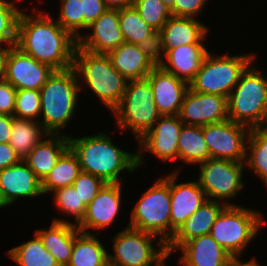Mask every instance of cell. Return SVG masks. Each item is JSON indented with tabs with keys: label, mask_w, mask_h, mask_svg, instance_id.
<instances>
[{
	"label": "cell",
	"mask_w": 267,
	"mask_h": 266,
	"mask_svg": "<svg viewBox=\"0 0 267 266\" xmlns=\"http://www.w3.org/2000/svg\"><path fill=\"white\" fill-rule=\"evenodd\" d=\"M15 46L59 71L73 67L77 40L47 13L34 17L22 12Z\"/></svg>",
	"instance_id": "obj_1"
},
{
	"label": "cell",
	"mask_w": 267,
	"mask_h": 266,
	"mask_svg": "<svg viewBox=\"0 0 267 266\" xmlns=\"http://www.w3.org/2000/svg\"><path fill=\"white\" fill-rule=\"evenodd\" d=\"M68 140L81 171L91 173L105 183H121L119 175L122 171L132 173L138 168L136 152L132 154L119 149L105 133L75 139L68 136Z\"/></svg>",
	"instance_id": "obj_2"
},
{
	"label": "cell",
	"mask_w": 267,
	"mask_h": 266,
	"mask_svg": "<svg viewBox=\"0 0 267 266\" xmlns=\"http://www.w3.org/2000/svg\"><path fill=\"white\" fill-rule=\"evenodd\" d=\"M74 67L54 71L40 89L41 114L39 121L49 134H60L72 119L78 94L79 78Z\"/></svg>",
	"instance_id": "obj_3"
},
{
	"label": "cell",
	"mask_w": 267,
	"mask_h": 266,
	"mask_svg": "<svg viewBox=\"0 0 267 266\" xmlns=\"http://www.w3.org/2000/svg\"><path fill=\"white\" fill-rule=\"evenodd\" d=\"M228 117L249 129L262 127L267 115V77L250 64L227 98Z\"/></svg>",
	"instance_id": "obj_4"
},
{
	"label": "cell",
	"mask_w": 267,
	"mask_h": 266,
	"mask_svg": "<svg viewBox=\"0 0 267 266\" xmlns=\"http://www.w3.org/2000/svg\"><path fill=\"white\" fill-rule=\"evenodd\" d=\"M73 67L105 106L113 111L121 103L128 80L112 66L107 55L76 46Z\"/></svg>",
	"instance_id": "obj_5"
},
{
	"label": "cell",
	"mask_w": 267,
	"mask_h": 266,
	"mask_svg": "<svg viewBox=\"0 0 267 266\" xmlns=\"http://www.w3.org/2000/svg\"><path fill=\"white\" fill-rule=\"evenodd\" d=\"M170 174L157 179L131 212L128 227L148 232L167 244L171 240ZM169 230V231H168ZM168 231V232H167Z\"/></svg>",
	"instance_id": "obj_6"
},
{
	"label": "cell",
	"mask_w": 267,
	"mask_h": 266,
	"mask_svg": "<svg viewBox=\"0 0 267 266\" xmlns=\"http://www.w3.org/2000/svg\"><path fill=\"white\" fill-rule=\"evenodd\" d=\"M112 112L120 128L131 129L137 140L162 116L153 99V89L147 78L129 80L121 103Z\"/></svg>",
	"instance_id": "obj_7"
},
{
	"label": "cell",
	"mask_w": 267,
	"mask_h": 266,
	"mask_svg": "<svg viewBox=\"0 0 267 266\" xmlns=\"http://www.w3.org/2000/svg\"><path fill=\"white\" fill-rule=\"evenodd\" d=\"M264 223L258 211L227 205L213 224L210 235L235 260L252 241Z\"/></svg>",
	"instance_id": "obj_8"
},
{
	"label": "cell",
	"mask_w": 267,
	"mask_h": 266,
	"mask_svg": "<svg viewBox=\"0 0 267 266\" xmlns=\"http://www.w3.org/2000/svg\"><path fill=\"white\" fill-rule=\"evenodd\" d=\"M255 55L215 57L208 52L200 70L189 83V87L198 93L215 94L228 98L241 74L256 58Z\"/></svg>",
	"instance_id": "obj_9"
},
{
	"label": "cell",
	"mask_w": 267,
	"mask_h": 266,
	"mask_svg": "<svg viewBox=\"0 0 267 266\" xmlns=\"http://www.w3.org/2000/svg\"><path fill=\"white\" fill-rule=\"evenodd\" d=\"M157 236L131 227H126L113 238L115 255L108 254L109 266H162L169 258L166 244L157 242L159 250L153 247ZM154 263V264H153Z\"/></svg>",
	"instance_id": "obj_10"
},
{
	"label": "cell",
	"mask_w": 267,
	"mask_h": 266,
	"mask_svg": "<svg viewBox=\"0 0 267 266\" xmlns=\"http://www.w3.org/2000/svg\"><path fill=\"white\" fill-rule=\"evenodd\" d=\"M244 165V162L213 158L200 163L197 182L204 190L207 200L222 201L224 199L223 203L234 205L227 199L235 197L238 191L244 188V183L241 181Z\"/></svg>",
	"instance_id": "obj_11"
},
{
	"label": "cell",
	"mask_w": 267,
	"mask_h": 266,
	"mask_svg": "<svg viewBox=\"0 0 267 266\" xmlns=\"http://www.w3.org/2000/svg\"><path fill=\"white\" fill-rule=\"evenodd\" d=\"M250 130L230 119L204 125L203 136L209 148L210 158L244 162Z\"/></svg>",
	"instance_id": "obj_12"
},
{
	"label": "cell",
	"mask_w": 267,
	"mask_h": 266,
	"mask_svg": "<svg viewBox=\"0 0 267 266\" xmlns=\"http://www.w3.org/2000/svg\"><path fill=\"white\" fill-rule=\"evenodd\" d=\"M156 125L146 132L138 141L142 148L138 149L137 167L143 163L142 150L153 153L162 161L175 160L178 158V138L181 133L183 122L178 115H162Z\"/></svg>",
	"instance_id": "obj_13"
},
{
	"label": "cell",
	"mask_w": 267,
	"mask_h": 266,
	"mask_svg": "<svg viewBox=\"0 0 267 266\" xmlns=\"http://www.w3.org/2000/svg\"><path fill=\"white\" fill-rule=\"evenodd\" d=\"M183 124L204 126L229 119L227 97L187 90L178 114Z\"/></svg>",
	"instance_id": "obj_14"
},
{
	"label": "cell",
	"mask_w": 267,
	"mask_h": 266,
	"mask_svg": "<svg viewBox=\"0 0 267 266\" xmlns=\"http://www.w3.org/2000/svg\"><path fill=\"white\" fill-rule=\"evenodd\" d=\"M54 71L50 66L40 63L14 46L7 59L4 79L17 90L40 91Z\"/></svg>",
	"instance_id": "obj_15"
},
{
	"label": "cell",
	"mask_w": 267,
	"mask_h": 266,
	"mask_svg": "<svg viewBox=\"0 0 267 266\" xmlns=\"http://www.w3.org/2000/svg\"><path fill=\"white\" fill-rule=\"evenodd\" d=\"M87 29L93 32L82 35L77 46L94 54H105L123 44L124 38L119 24V9H107Z\"/></svg>",
	"instance_id": "obj_16"
},
{
	"label": "cell",
	"mask_w": 267,
	"mask_h": 266,
	"mask_svg": "<svg viewBox=\"0 0 267 266\" xmlns=\"http://www.w3.org/2000/svg\"><path fill=\"white\" fill-rule=\"evenodd\" d=\"M153 89V99L161 115H178L189 84L155 66L146 77Z\"/></svg>",
	"instance_id": "obj_17"
},
{
	"label": "cell",
	"mask_w": 267,
	"mask_h": 266,
	"mask_svg": "<svg viewBox=\"0 0 267 266\" xmlns=\"http://www.w3.org/2000/svg\"><path fill=\"white\" fill-rule=\"evenodd\" d=\"M121 203V183H105L96 197L86 207V213L77 228L90 234L87 229L107 228L118 215Z\"/></svg>",
	"instance_id": "obj_18"
},
{
	"label": "cell",
	"mask_w": 267,
	"mask_h": 266,
	"mask_svg": "<svg viewBox=\"0 0 267 266\" xmlns=\"http://www.w3.org/2000/svg\"><path fill=\"white\" fill-rule=\"evenodd\" d=\"M177 174H170L171 238L189 216L207 200L197 181L176 184Z\"/></svg>",
	"instance_id": "obj_19"
},
{
	"label": "cell",
	"mask_w": 267,
	"mask_h": 266,
	"mask_svg": "<svg viewBox=\"0 0 267 266\" xmlns=\"http://www.w3.org/2000/svg\"><path fill=\"white\" fill-rule=\"evenodd\" d=\"M0 193L7 206L20 197L43 195L41 181L23 160L0 170Z\"/></svg>",
	"instance_id": "obj_20"
},
{
	"label": "cell",
	"mask_w": 267,
	"mask_h": 266,
	"mask_svg": "<svg viewBox=\"0 0 267 266\" xmlns=\"http://www.w3.org/2000/svg\"><path fill=\"white\" fill-rule=\"evenodd\" d=\"M227 204L219 201L206 200L174 233L171 240L166 244L168 256L171 252L179 249L185 242L210 234L213 224Z\"/></svg>",
	"instance_id": "obj_21"
},
{
	"label": "cell",
	"mask_w": 267,
	"mask_h": 266,
	"mask_svg": "<svg viewBox=\"0 0 267 266\" xmlns=\"http://www.w3.org/2000/svg\"><path fill=\"white\" fill-rule=\"evenodd\" d=\"M183 266H230L235 259L210 234L193 238L181 247Z\"/></svg>",
	"instance_id": "obj_22"
},
{
	"label": "cell",
	"mask_w": 267,
	"mask_h": 266,
	"mask_svg": "<svg viewBox=\"0 0 267 266\" xmlns=\"http://www.w3.org/2000/svg\"><path fill=\"white\" fill-rule=\"evenodd\" d=\"M81 233L74 223L63 219H54L49 229H40L36 234L43 246L54 257L59 266L70 262L74 240Z\"/></svg>",
	"instance_id": "obj_23"
},
{
	"label": "cell",
	"mask_w": 267,
	"mask_h": 266,
	"mask_svg": "<svg viewBox=\"0 0 267 266\" xmlns=\"http://www.w3.org/2000/svg\"><path fill=\"white\" fill-rule=\"evenodd\" d=\"M208 52L203 44L181 45L168 50L164 56L166 61L160 66L189 84L200 70Z\"/></svg>",
	"instance_id": "obj_24"
},
{
	"label": "cell",
	"mask_w": 267,
	"mask_h": 266,
	"mask_svg": "<svg viewBox=\"0 0 267 266\" xmlns=\"http://www.w3.org/2000/svg\"><path fill=\"white\" fill-rule=\"evenodd\" d=\"M62 135V136H61ZM22 159L42 182L54 168L60 157L69 149L68 136L48 134Z\"/></svg>",
	"instance_id": "obj_25"
},
{
	"label": "cell",
	"mask_w": 267,
	"mask_h": 266,
	"mask_svg": "<svg viewBox=\"0 0 267 266\" xmlns=\"http://www.w3.org/2000/svg\"><path fill=\"white\" fill-rule=\"evenodd\" d=\"M107 56L112 66L126 79L146 78L155 67L138 45L124 42Z\"/></svg>",
	"instance_id": "obj_26"
},
{
	"label": "cell",
	"mask_w": 267,
	"mask_h": 266,
	"mask_svg": "<svg viewBox=\"0 0 267 266\" xmlns=\"http://www.w3.org/2000/svg\"><path fill=\"white\" fill-rule=\"evenodd\" d=\"M164 35L165 53L187 44H202L208 33L206 25L195 18L171 16L160 30Z\"/></svg>",
	"instance_id": "obj_27"
},
{
	"label": "cell",
	"mask_w": 267,
	"mask_h": 266,
	"mask_svg": "<svg viewBox=\"0 0 267 266\" xmlns=\"http://www.w3.org/2000/svg\"><path fill=\"white\" fill-rule=\"evenodd\" d=\"M108 252L93 233H80L74 240L67 266H109Z\"/></svg>",
	"instance_id": "obj_28"
},
{
	"label": "cell",
	"mask_w": 267,
	"mask_h": 266,
	"mask_svg": "<svg viewBox=\"0 0 267 266\" xmlns=\"http://www.w3.org/2000/svg\"><path fill=\"white\" fill-rule=\"evenodd\" d=\"M185 163H203L210 152L203 136V126L183 124L178 138V159Z\"/></svg>",
	"instance_id": "obj_29"
},
{
	"label": "cell",
	"mask_w": 267,
	"mask_h": 266,
	"mask_svg": "<svg viewBox=\"0 0 267 266\" xmlns=\"http://www.w3.org/2000/svg\"><path fill=\"white\" fill-rule=\"evenodd\" d=\"M43 134L47 136L49 133L38 120L34 121L14 117L9 144L21 159H24L42 140Z\"/></svg>",
	"instance_id": "obj_30"
},
{
	"label": "cell",
	"mask_w": 267,
	"mask_h": 266,
	"mask_svg": "<svg viewBox=\"0 0 267 266\" xmlns=\"http://www.w3.org/2000/svg\"><path fill=\"white\" fill-rule=\"evenodd\" d=\"M80 172L78 158L69 148L41 182L42 193L46 194L60 188L72 186Z\"/></svg>",
	"instance_id": "obj_31"
},
{
	"label": "cell",
	"mask_w": 267,
	"mask_h": 266,
	"mask_svg": "<svg viewBox=\"0 0 267 266\" xmlns=\"http://www.w3.org/2000/svg\"><path fill=\"white\" fill-rule=\"evenodd\" d=\"M7 255L19 266H59L36 233L35 238L13 247Z\"/></svg>",
	"instance_id": "obj_32"
},
{
	"label": "cell",
	"mask_w": 267,
	"mask_h": 266,
	"mask_svg": "<svg viewBox=\"0 0 267 266\" xmlns=\"http://www.w3.org/2000/svg\"><path fill=\"white\" fill-rule=\"evenodd\" d=\"M247 144L246 149L250 148L248 149L250 153L246 150L244 163L252 168L255 174H258L259 178L267 186V132L261 127L252 128Z\"/></svg>",
	"instance_id": "obj_33"
},
{
	"label": "cell",
	"mask_w": 267,
	"mask_h": 266,
	"mask_svg": "<svg viewBox=\"0 0 267 266\" xmlns=\"http://www.w3.org/2000/svg\"><path fill=\"white\" fill-rule=\"evenodd\" d=\"M119 24L124 41L136 45L155 31L141 18L134 6L119 9Z\"/></svg>",
	"instance_id": "obj_34"
},
{
	"label": "cell",
	"mask_w": 267,
	"mask_h": 266,
	"mask_svg": "<svg viewBox=\"0 0 267 266\" xmlns=\"http://www.w3.org/2000/svg\"><path fill=\"white\" fill-rule=\"evenodd\" d=\"M61 4L56 21L78 40L81 36L79 30L84 29L83 0H61Z\"/></svg>",
	"instance_id": "obj_35"
},
{
	"label": "cell",
	"mask_w": 267,
	"mask_h": 266,
	"mask_svg": "<svg viewBox=\"0 0 267 266\" xmlns=\"http://www.w3.org/2000/svg\"><path fill=\"white\" fill-rule=\"evenodd\" d=\"M133 6L155 31H160L172 16L170 9L161 0H134Z\"/></svg>",
	"instance_id": "obj_36"
},
{
	"label": "cell",
	"mask_w": 267,
	"mask_h": 266,
	"mask_svg": "<svg viewBox=\"0 0 267 266\" xmlns=\"http://www.w3.org/2000/svg\"><path fill=\"white\" fill-rule=\"evenodd\" d=\"M16 2L0 0V43L16 45L21 10Z\"/></svg>",
	"instance_id": "obj_37"
},
{
	"label": "cell",
	"mask_w": 267,
	"mask_h": 266,
	"mask_svg": "<svg viewBox=\"0 0 267 266\" xmlns=\"http://www.w3.org/2000/svg\"><path fill=\"white\" fill-rule=\"evenodd\" d=\"M54 203L60 211L75 216L74 225H78L86 213V206L80 199L78 192L72 186H67L54 191Z\"/></svg>",
	"instance_id": "obj_38"
},
{
	"label": "cell",
	"mask_w": 267,
	"mask_h": 266,
	"mask_svg": "<svg viewBox=\"0 0 267 266\" xmlns=\"http://www.w3.org/2000/svg\"><path fill=\"white\" fill-rule=\"evenodd\" d=\"M13 116L20 119L35 120L41 116L40 91L32 89L16 90Z\"/></svg>",
	"instance_id": "obj_39"
},
{
	"label": "cell",
	"mask_w": 267,
	"mask_h": 266,
	"mask_svg": "<svg viewBox=\"0 0 267 266\" xmlns=\"http://www.w3.org/2000/svg\"><path fill=\"white\" fill-rule=\"evenodd\" d=\"M104 184L105 182L101 178L94 176L91 173L81 171L73 182V187L87 207Z\"/></svg>",
	"instance_id": "obj_40"
},
{
	"label": "cell",
	"mask_w": 267,
	"mask_h": 266,
	"mask_svg": "<svg viewBox=\"0 0 267 266\" xmlns=\"http://www.w3.org/2000/svg\"><path fill=\"white\" fill-rule=\"evenodd\" d=\"M139 48L146 54V57L151 61L154 66H160L164 61L165 45L164 35L161 31H154L148 37L140 41ZM163 55H160L162 54ZM163 59H162V58Z\"/></svg>",
	"instance_id": "obj_41"
},
{
	"label": "cell",
	"mask_w": 267,
	"mask_h": 266,
	"mask_svg": "<svg viewBox=\"0 0 267 266\" xmlns=\"http://www.w3.org/2000/svg\"><path fill=\"white\" fill-rule=\"evenodd\" d=\"M208 0H175L170 9L172 16L191 17L200 14Z\"/></svg>",
	"instance_id": "obj_42"
},
{
	"label": "cell",
	"mask_w": 267,
	"mask_h": 266,
	"mask_svg": "<svg viewBox=\"0 0 267 266\" xmlns=\"http://www.w3.org/2000/svg\"><path fill=\"white\" fill-rule=\"evenodd\" d=\"M16 90L17 89L4 78L0 79V114L13 116Z\"/></svg>",
	"instance_id": "obj_43"
},
{
	"label": "cell",
	"mask_w": 267,
	"mask_h": 266,
	"mask_svg": "<svg viewBox=\"0 0 267 266\" xmlns=\"http://www.w3.org/2000/svg\"><path fill=\"white\" fill-rule=\"evenodd\" d=\"M107 9L103 0H83L84 29L86 30Z\"/></svg>",
	"instance_id": "obj_44"
},
{
	"label": "cell",
	"mask_w": 267,
	"mask_h": 266,
	"mask_svg": "<svg viewBox=\"0 0 267 266\" xmlns=\"http://www.w3.org/2000/svg\"><path fill=\"white\" fill-rule=\"evenodd\" d=\"M21 160V157L9 143H0V170L11 167Z\"/></svg>",
	"instance_id": "obj_45"
},
{
	"label": "cell",
	"mask_w": 267,
	"mask_h": 266,
	"mask_svg": "<svg viewBox=\"0 0 267 266\" xmlns=\"http://www.w3.org/2000/svg\"><path fill=\"white\" fill-rule=\"evenodd\" d=\"M14 116L0 114V143H9Z\"/></svg>",
	"instance_id": "obj_46"
},
{
	"label": "cell",
	"mask_w": 267,
	"mask_h": 266,
	"mask_svg": "<svg viewBox=\"0 0 267 266\" xmlns=\"http://www.w3.org/2000/svg\"><path fill=\"white\" fill-rule=\"evenodd\" d=\"M3 43H0V79L4 78L6 73L7 59L11 49L15 46L13 44H6L8 47L2 48Z\"/></svg>",
	"instance_id": "obj_47"
},
{
	"label": "cell",
	"mask_w": 267,
	"mask_h": 266,
	"mask_svg": "<svg viewBox=\"0 0 267 266\" xmlns=\"http://www.w3.org/2000/svg\"><path fill=\"white\" fill-rule=\"evenodd\" d=\"M108 9H124L133 6L134 0H103Z\"/></svg>",
	"instance_id": "obj_48"
},
{
	"label": "cell",
	"mask_w": 267,
	"mask_h": 266,
	"mask_svg": "<svg viewBox=\"0 0 267 266\" xmlns=\"http://www.w3.org/2000/svg\"><path fill=\"white\" fill-rule=\"evenodd\" d=\"M230 266H260L257 262L256 259L253 258L249 262H242L241 260H235Z\"/></svg>",
	"instance_id": "obj_49"
},
{
	"label": "cell",
	"mask_w": 267,
	"mask_h": 266,
	"mask_svg": "<svg viewBox=\"0 0 267 266\" xmlns=\"http://www.w3.org/2000/svg\"><path fill=\"white\" fill-rule=\"evenodd\" d=\"M169 9L173 7L175 0H161Z\"/></svg>",
	"instance_id": "obj_50"
},
{
	"label": "cell",
	"mask_w": 267,
	"mask_h": 266,
	"mask_svg": "<svg viewBox=\"0 0 267 266\" xmlns=\"http://www.w3.org/2000/svg\"><path fill=\"white\" fill-rule=\"evenodd\" d=\"M261 128L267 132V115Z\"/></svg>",
	"instance_id": "obj_51"
},
{
	"label": "cell",
	"mask_w": 267,
	"mask_h": 266,
	"mask_svg": "<svg viewBox=\"0 0 267 266\" xmlns=\"http://www.w3.org/2000/svg\"><path fill=\"white\" fill-rule=\"evenodd\" d=\"M7 205L5 204V202L2 199L1 193H0V208L2 207H6Z\"/></svg>",
	"instance_id": "obj_52"
}]
</instances>
